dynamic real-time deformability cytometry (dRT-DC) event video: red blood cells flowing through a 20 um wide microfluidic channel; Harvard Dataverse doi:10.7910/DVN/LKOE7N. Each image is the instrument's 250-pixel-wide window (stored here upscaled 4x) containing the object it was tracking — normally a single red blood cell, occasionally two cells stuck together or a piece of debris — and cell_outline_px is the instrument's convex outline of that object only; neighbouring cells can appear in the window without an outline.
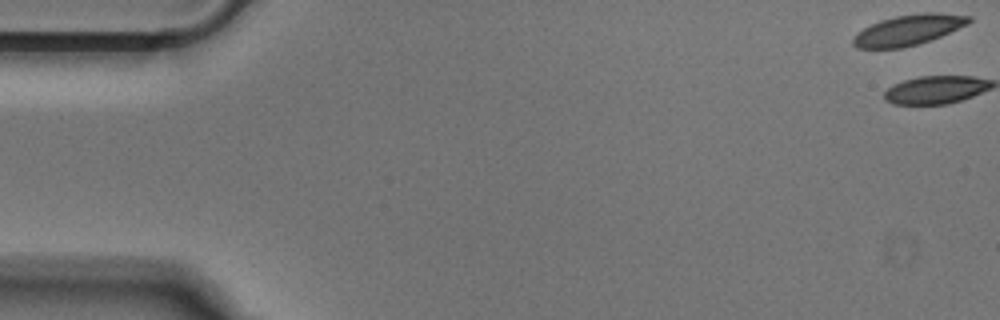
{"species": "Egyptian fruit bat (a non-hibernating species)", "species_latin": "Rousettus aegyptiacus", "temperature_condition": "cold", "stored_images_in_passage": 2, "camera_frame_rate_fps": 3000, "um_per_image_px": 0.085, "animal": {"sex": "male"}, "frame": {"image": 1, "passage_image": 1, "time_ms": 0.0, "image_size_px": [1000, 320], "cell_outline_px": [[972, 20], [968, 24], [940, 36], [916, 44], [900, 48], [856, 48], [852, 44], [852, 36], [864, 28], [880, 20], [896, 16], [920, 12], [936, 12], [972, 16]], "centroid_in_image_um": [77.2, 2.53], "position_along_channel_um": 7.8, "area_um2": 20.46}}